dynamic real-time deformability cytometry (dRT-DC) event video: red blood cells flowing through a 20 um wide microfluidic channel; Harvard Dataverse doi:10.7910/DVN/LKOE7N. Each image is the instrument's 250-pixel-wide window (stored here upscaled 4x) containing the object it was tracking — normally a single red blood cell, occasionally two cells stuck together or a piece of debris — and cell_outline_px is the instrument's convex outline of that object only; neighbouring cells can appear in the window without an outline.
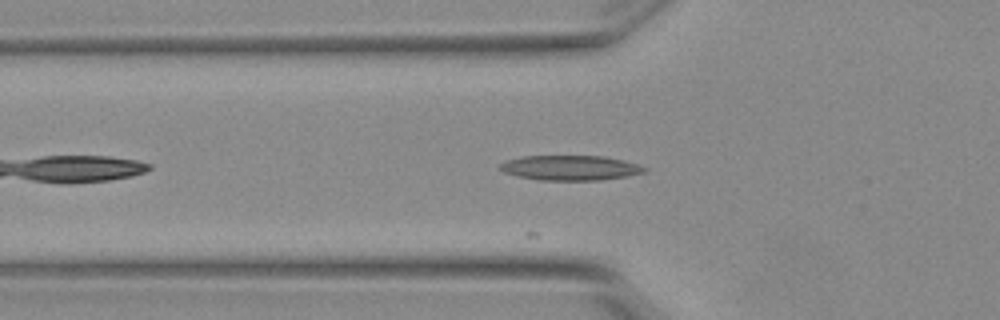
{"species": "Egyptian fruit bat (a non-hibernating species)", "species_latin": "Rousettus aegyptiacus", "temperature_condition": "warm", "stored_images_in_passage": 17, "camera_frame_rate_fps": 3000, "um_per_image_px": 0.085, "animal": {"sex": "female"}, "frame": {"image": 1, "passage_image": 7, "time_ms": 2.0, "image_size_px": [1000, 320], "cell_outline_px": [[648, 168], [644, 172], [624, 176], [600, 180], [540, 180], [520, 176], [504, 172], [500, 168], [500, 164], [508, 160], [520, 156], [604, 156], [636, 164]], "centroid_in_image_um": [48.45, 14.26], "position_along_channel_um": 77.3, "area_um2": 20.58}}
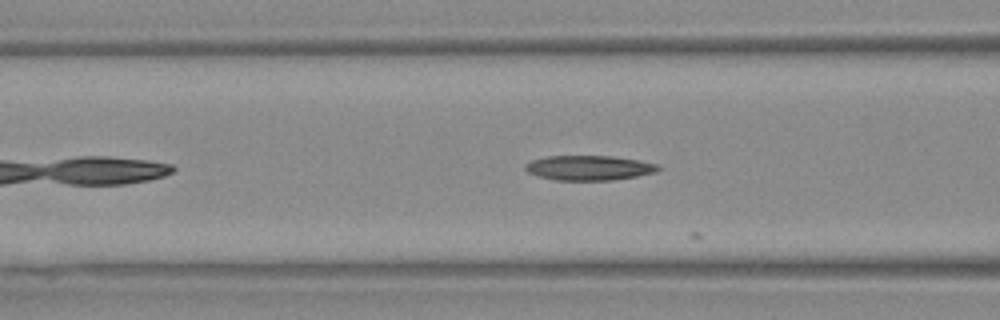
{"frame": {"image": 2, "passage_image": 10, "time_ms": 3.0, "image_size_px": [1000, 320], "cell_outline_px": [[660, 168], [656, 172], [636, 176], [612, 180], [556, 180], [540, 176], [528, 172], [524, 168], [524, 164], [532, 160], [548, 156], [612, 156], [640, 160], [660, 164]], "centroid_in_image_um": [50.09, 14.26], "position_along_channel_um": 116.5, "area_um2": 19.19}}